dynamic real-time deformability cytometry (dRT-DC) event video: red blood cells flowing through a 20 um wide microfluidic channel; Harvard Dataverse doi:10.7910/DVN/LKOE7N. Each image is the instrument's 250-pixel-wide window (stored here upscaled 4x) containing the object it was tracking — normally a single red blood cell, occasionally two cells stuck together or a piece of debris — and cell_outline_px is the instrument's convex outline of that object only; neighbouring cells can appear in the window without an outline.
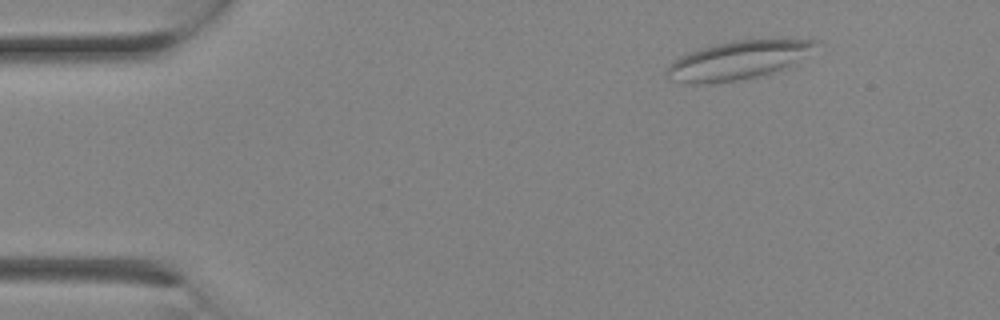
{"species": "Egyptian fruit bat (a non-hibernating species)", "species_latin": "Rousettus aegyptiacus", "temperature_condition": "room temperature", "stored_images_in_passage": 3, "camera_frame_rate_fps": 3000, "um_per_image_px": 0.085, "animal": {"sex": "female"}, "frame": {"image": 1, "passage_image": 3, "time_ms": 0.667, "image_size_px": [1000, 320], "cell_outline_px": [[816, 44], [796, 64], [756, 76], [736, 80], [708, 84], [684, 84], [672, 80], [664, 76], [664, 72], [680, 56], [700, 48], [716, 44], [740, 40], [816, 40]], "centroid_in_image_um": [62.63, 5.15], "position_along_channel_um": 22.4, "area_um2": 32.6}}